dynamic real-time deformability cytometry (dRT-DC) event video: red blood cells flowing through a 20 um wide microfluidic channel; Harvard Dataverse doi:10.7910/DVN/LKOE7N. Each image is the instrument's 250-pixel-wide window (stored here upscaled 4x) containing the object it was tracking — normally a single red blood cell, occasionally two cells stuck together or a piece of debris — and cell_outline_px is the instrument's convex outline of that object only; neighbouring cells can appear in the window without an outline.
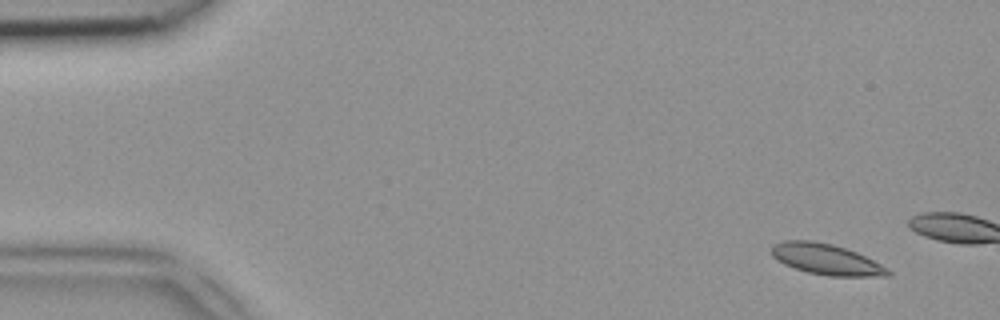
{"species": "common noctule bat (a hibernating species)", "species_latin": "Nyctalus noctula", "temperature_condition": "room temperature", "stored_images_in_passage": 10, "camera_frame_rate_fps": 3000, "um_per_image_px": 0.085, "animal": {"sex": "female", "body_mass_g": 18.4}, "frame": {"image": 1, "passage_image": 1, "time_ms": 0.0, "image_size_px": [1000, 320], "cell_outline_px": [[892, 272], [888, 276], [828, 276], [808, 272], [784, 264], [772, 256], [772, 244], [784, 240], [812, 240], [832, 244], [856, 252], [888, 268]], "centroid_in_image_um": [70.22, 22.03], "position_along_channel_um": 14.8, "area_um2": 20.75}}